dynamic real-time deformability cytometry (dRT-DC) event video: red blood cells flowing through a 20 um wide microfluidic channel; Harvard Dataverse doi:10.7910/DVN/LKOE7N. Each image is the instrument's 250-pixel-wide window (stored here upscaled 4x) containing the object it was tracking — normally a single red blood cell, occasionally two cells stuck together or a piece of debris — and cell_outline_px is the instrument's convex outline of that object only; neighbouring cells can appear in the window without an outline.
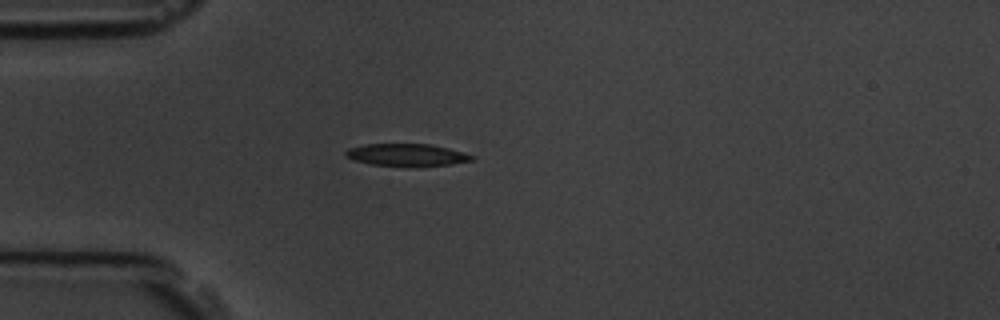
{"species": "common noctule bat (a hibernating species)", "species_latin": "Nyctalus noctula", "temperature_condition": "room temperature", "stored_images_in_passage": 5, "camera_frame_rate_fps": 3000, "um_per_image_px": 0.085, "animal": {"sex": "male", "body_mass_g": 19.5, "forearm_length_mm": 54.6}, "frame": {"image": 1, "passage_image": 4, "time_ms": 4.333, "image_size_px": [1000, 320], "cell_outline_px": [[476, 160], [452, 164], [416, 168], [408, 168], [372, 164], [356, 160], [344, 156], [344, 152], [348, 148], [364, 144], [432, 144], [464, 152], [476, 156]], "centroid_in_image_um": [34.64, 13.19], "position_along_channel_um": 50.4, "area_um2": 17.05}}